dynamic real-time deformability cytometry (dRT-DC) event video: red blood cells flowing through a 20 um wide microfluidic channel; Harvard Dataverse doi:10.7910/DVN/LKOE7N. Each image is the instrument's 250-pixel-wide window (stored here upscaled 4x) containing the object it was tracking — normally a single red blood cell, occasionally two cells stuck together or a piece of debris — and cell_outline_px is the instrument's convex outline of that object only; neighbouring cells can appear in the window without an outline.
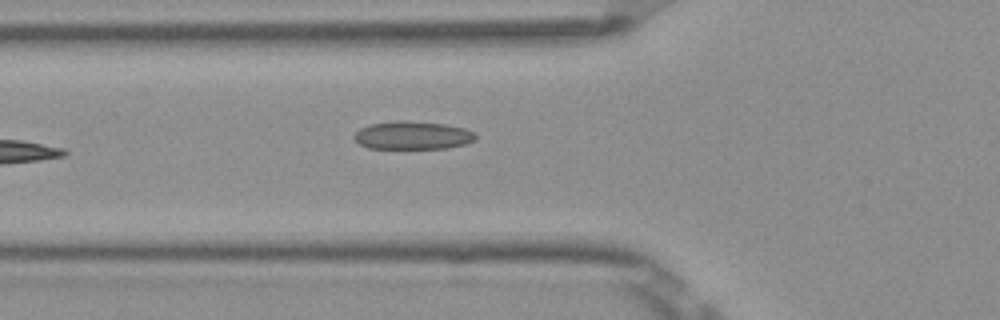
{"species": "Egyptian fruit bat (a non-hibernating species)", "species_latin": "Rousettus aegyptiacus", "temperature_condition": "room temperature", "stored_images_in_passage": 3, "camera_frame_rate_fps": 3000, "um_per_image_px": 0.085, "frame": {"image": 1, "passage_image": 3, "time_ms": 0.667, "image_size_px": [1000, 320], "cell_outline_px": [[476, 140], [464, 144], [448, 148], [368, 148], [360, 144], [352, 136], [360, 128], [372, 124], [444, 124], [464, 128], [476, 132]], "centroid_in_image_um": [35.13, 11.57], "position_along_channel_um": 90.7, "area_um2": 18.73}}